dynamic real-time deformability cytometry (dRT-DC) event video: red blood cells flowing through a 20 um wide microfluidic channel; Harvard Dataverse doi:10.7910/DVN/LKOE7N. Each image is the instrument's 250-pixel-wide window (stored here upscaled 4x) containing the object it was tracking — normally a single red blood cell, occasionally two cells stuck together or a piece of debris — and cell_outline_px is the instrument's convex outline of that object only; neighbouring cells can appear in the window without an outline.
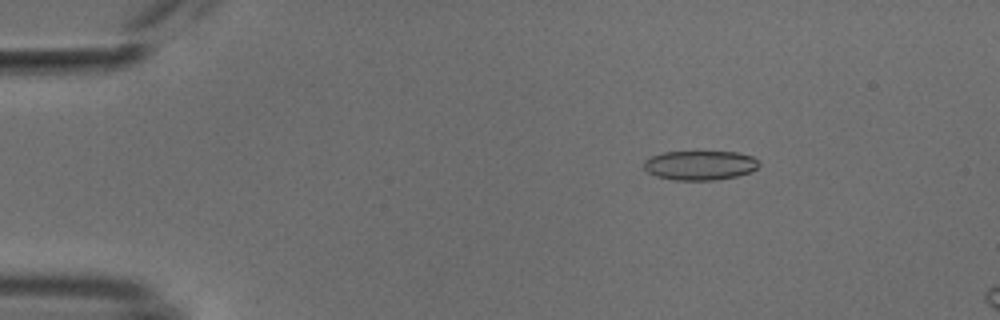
{"species": "common noctule bat (a hibernating species)", "species_latin": "Nyctalus noctula", "temperature_condition": "cold", "stored_images_in_passage": 54, "camera_frame_rate_fps": 3000, "um_per_image_px": 0.085, "animal": {"sex": "male", "body_mass_g": 18.8}, "frame": {"image": 1, "passage_image": 9, "time_ms": 2.667, "image_size_px": [1000, 320], "cell_outline_px": [[760, 164], [752, 172], [736, 176], [716, 180], [672, 180], [656, 176], [648, 172], [644, 168], [644, 160], [652, 156], [664, 152], [736, 152], [752, 156]], "centroid_in_image_um": [59.49, 14.06], "position_along_channel_um": 25.5, "area_um2": 19.71}}
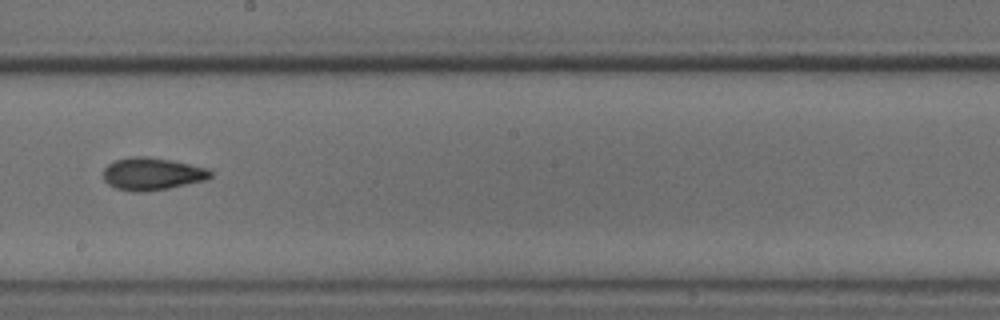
{"frame": {"image": 2, "passage_image": 31, "time_ms": 10.0, "image_size_px": [1000, 320], "cell_outline_px": [[212, 176], [208, 180], [168, 188], [144, 192], [136, 192], [116, 188], [108, 184], [104, 180], [104, 168], [108, 164], [116, 160], [132, 156], [148, 156], [172, 160], [208, 168], [212, 172]], "centroid_in_image_um": [12.96, 14.77], "position_along_channel_um": 235.2, "area_um2": 20.4}}
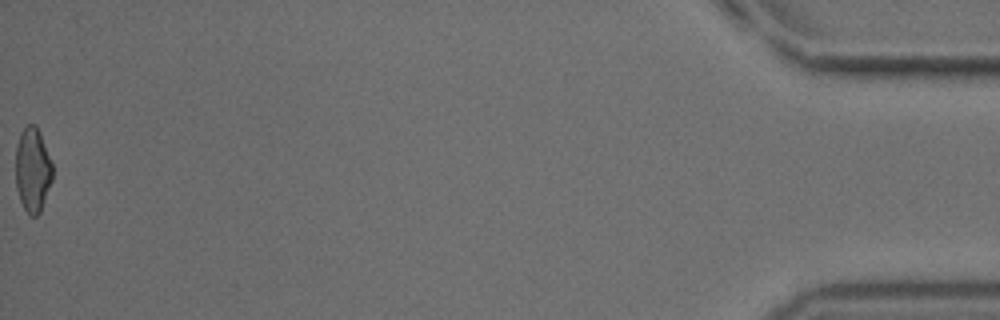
{"frame": {"image": 3, "passage_image": 54, "time_ms": 17.667, "image_size_px": [1000, 320], "cell_outline_px": [[52, 180], [40, 212], [36, 216], [28, 216], [20, 200], [16, 188], [16, 144], [20, 132], [28, 124], [36, 124], [40, 132], [52, 164]], "centroid_in_image_um": [2.76, 14.43], "position_along_channel_um": 432.4, "area_um2": 18.21}, "authors_computed_cell_mechanics": {"area_um2": 19.8254, "velocity_mm_per_s": 3.8146, "shape_relaxation_time_tau1_ms": 5.8431, "shape_relaxation_time_tau2_ms": 3.545, "deformation_change_tau1": 0.1266, "deformation_change_tau2": 0.0785}}